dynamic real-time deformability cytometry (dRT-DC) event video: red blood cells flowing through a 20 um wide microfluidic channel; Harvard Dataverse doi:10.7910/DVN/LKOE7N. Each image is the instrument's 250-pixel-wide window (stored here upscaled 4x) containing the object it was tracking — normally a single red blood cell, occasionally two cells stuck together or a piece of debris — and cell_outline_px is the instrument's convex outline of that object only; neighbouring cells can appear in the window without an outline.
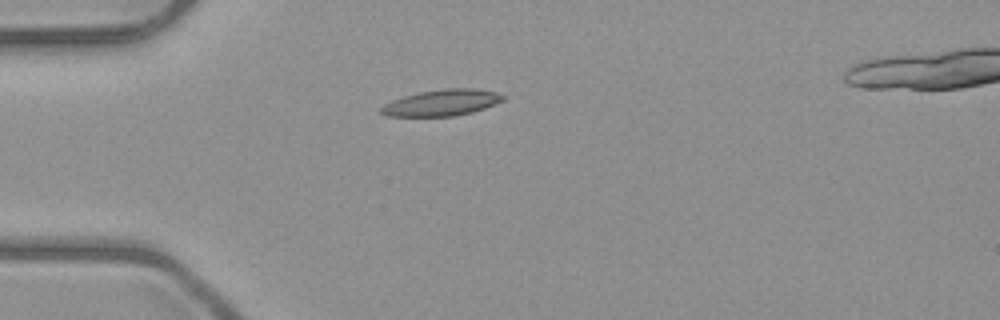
{"species": "common noctule bat (a hibernating species)", "species_latin": "Nyctalus noctula", "temperature_condition": "room temperature", "stored_images_in_passage": 1, "camera_frame_rate_fps": 3000, "um_per_image_px": 0.085, "animal": {"sex": "male", "body_mass_g": 23.1, "forearm_length_mm": 52.7}, "frame": {"image": 1, "passage_image": 1, "time_ms": 0.0, "image_size_px": [1000, 320], "cell_outline_px": [[504, 100], [496, 104], [472, 112], [452, 116], [388, 116], [380, 112], [380, 108], [384, 104], [392, 100], [404, 96], [420, 92], [444, 88], [476, 88], [496, 92], [504, 96]], "centroid_in_image_um": [37.56, 8.72], "position_along_channel_um": 47.4, "area_um2": 18.61}}